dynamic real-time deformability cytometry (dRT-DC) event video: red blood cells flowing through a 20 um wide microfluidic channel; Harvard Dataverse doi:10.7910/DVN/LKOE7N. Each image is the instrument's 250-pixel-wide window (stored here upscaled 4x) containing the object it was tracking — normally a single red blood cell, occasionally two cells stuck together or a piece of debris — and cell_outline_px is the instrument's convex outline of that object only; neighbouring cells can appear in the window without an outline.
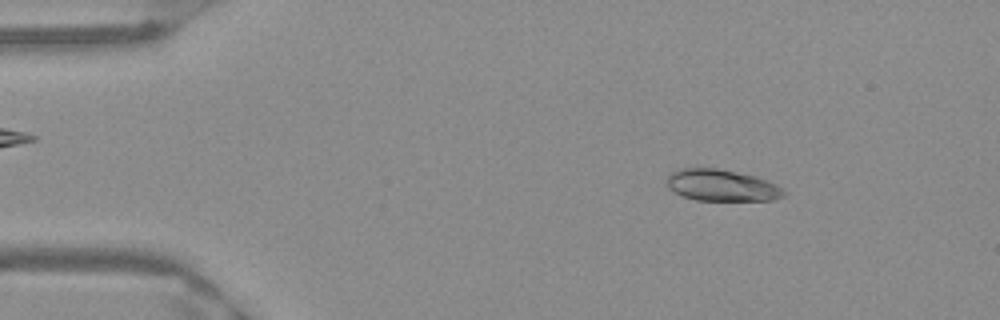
{"species": "Egyptian fruit bat (a non-hibernating species)", "species_latin": "Rousettus aegyptiacus", "temperature_condition": "warm", "stored_images_in_passage": 50, "camera_frame_rate_fps": 3000, "um_per_image_px": 0.085, "frame": {"image": 1, "passage_image": 7, "time_ms": 2.0, "image_size_px": [1000, 320], "cell_outline_px": [[788, 192], [784, 196], [772, 200], [696, 200], [684, 196], [668, 188], [664, 180], [672, 172], [680, 168], [716, 168], [756, 176], [776, 184], [784, 188]], "centroid_in_image_um": [61.36, 15.75], "position_along_channel_um": 23.6, "area_um2": 21.62}}
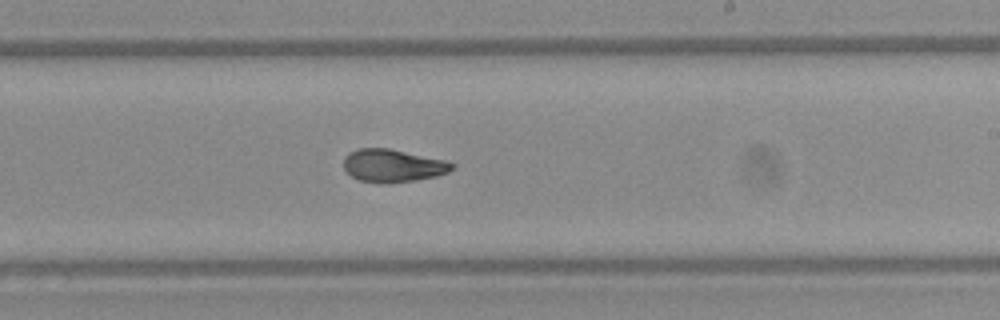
{"frame": {"image": 2, "passage_image": 30, "time_ms": 9.667, "image_size_px": [1000, 320], "cell_outline_px": [[456, 168], [448, 172], [436, 176], [416, 180], [388, 184], [384, 184], [360, 180], [352, 176], [344, 168], [344, 156], [348, 152], [356, 148], [388, 148], [448, 160], [456, 164]], "centroid_in_image_um": [33.43, 14.07], "position_along_channel_um": 255.6, "area_um2": 21.1}}
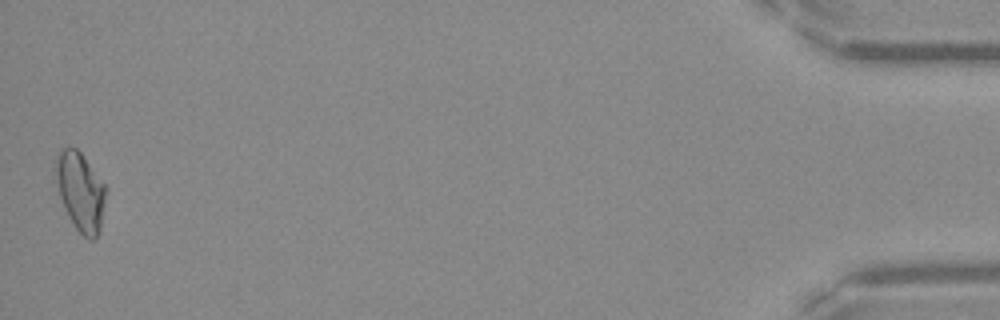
{"frame": {"image": 3, "passage_image": 50, "time_ms": 16.333, "image_size_px": [1000, 320], "cell_outline_px": [[108, 188], [100, 232], [92, 240], [88, 240], [76, 228], [60, 196], [52, 172], [52, 168], [56, 152], [60, 148], [76, 148], [80, 152]], "centroid_in_image_um": [6.82, 16.22], "position_along_channel_um": 428.4, "area_um2": 23.35}, "authors_computed_cell_mechanics": {"area_um2": 21.4149, "velocity_mm_per_s": 3.9867, "shape_relaxation_time_tau1_ms": 10.9404, "shape_relaxation_time_tau2_ms": 2.6239, "deformation_change_tau1": 0.2701, "deformation_change_tau2": 0.0581}}